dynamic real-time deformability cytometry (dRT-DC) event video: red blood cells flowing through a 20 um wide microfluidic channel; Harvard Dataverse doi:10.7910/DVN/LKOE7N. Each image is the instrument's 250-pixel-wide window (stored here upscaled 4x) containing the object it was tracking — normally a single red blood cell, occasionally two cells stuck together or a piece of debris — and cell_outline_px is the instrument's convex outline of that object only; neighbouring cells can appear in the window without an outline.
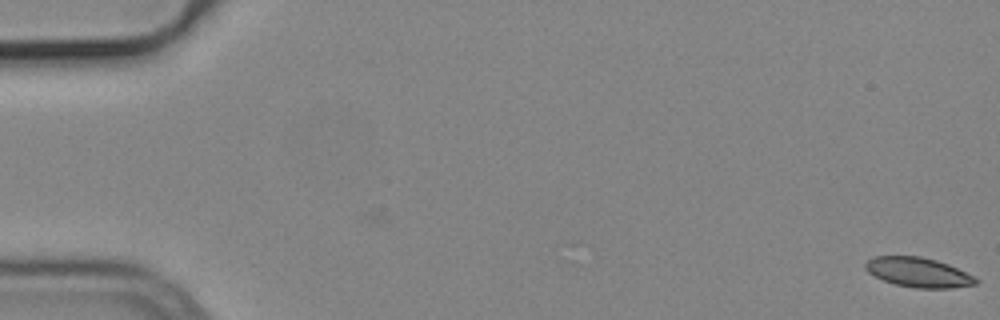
{"species": "common noctule bat (a hibernating species)", "species_latin": "Nyctalus noctula", "temperature_condition": "cold", "stored_images_in_passage": 55, "camera_frame_rate_fps": 3000, "um_per_image_px": 0.085, "animal": {"sex": "male", "body_mass_g": 19.2, "forearm_length_mm": 51.8}, "frame": {"image": 1, "passage_image": 1, "time_ms": 0.0, "image_size_px": [1000, 320], "cell_outline_px": [[980, 280], [976, 284], [952, 288], [916, 288], [896, 284], [884, 280], [868, 272], [864, 268], [864, 264], [872, 256], [920, 256], [936, 260], [948, 264]], "centroid_in_image_um": [78.04, 23.14], "position_along_channel_um": 7.0, "area_um2": 18.9}}
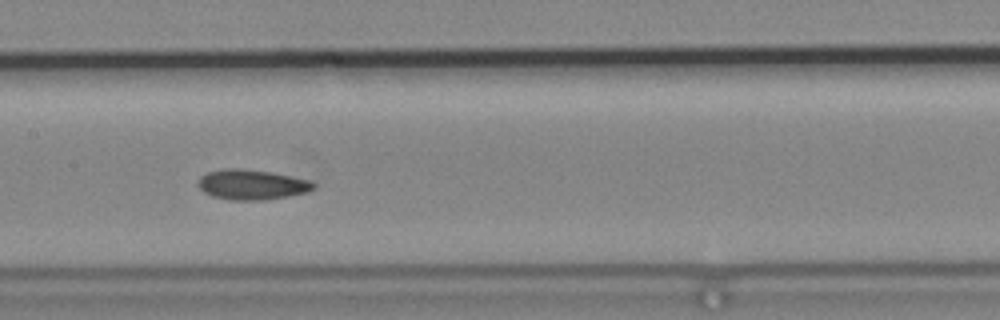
{"frame": {"image": 2, "passage_image": 28, "time_ms": 9.0, "image_size_px": [1000, 320], "cell_outline_px": [[316, 188], [308, 192], [288, 196], [264, 200], [232, 200], [212, 196], [204, 192], [196, 184], [200, 176], [208, 172], [220, 168], [240, 168], [272, 172], [312, 180], [316, 184]], "centroid_in_image_um": [21.42, 15.68], "position_along_channel_um": 186.0, "area_um2": 20.58}}
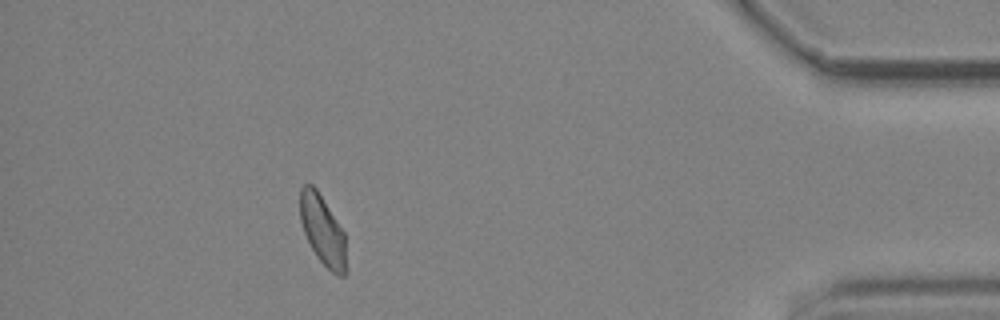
{"frame": {"image": 3, "passage_image": 50, "time_ms": 16.333, "image_size_px": [1000, 320], "cell_outline_px": [[348, 272], [344, 276], [336, 276], [316, 256], [304, 232], [300, 220], [300, 188], [304, 184], [312, 184], [316, 188], [344, 232]], "centroid_in_image_um": [27.45, 19.61], "position_along_channel_um": 407.8, "area_um2": 18.84}, "authors_computed_cell_mechanics": {"area_um2": 19.5364, "velocity_mm_per_s": 3.7505, "shape_relaxation_time_tau1_ms": 9.3529, "shape_relaxation_time_tau2_ms": 3.8727, "deformation_change_tau1": 0.1304, "deformation_change_tau2": 0.0709}}